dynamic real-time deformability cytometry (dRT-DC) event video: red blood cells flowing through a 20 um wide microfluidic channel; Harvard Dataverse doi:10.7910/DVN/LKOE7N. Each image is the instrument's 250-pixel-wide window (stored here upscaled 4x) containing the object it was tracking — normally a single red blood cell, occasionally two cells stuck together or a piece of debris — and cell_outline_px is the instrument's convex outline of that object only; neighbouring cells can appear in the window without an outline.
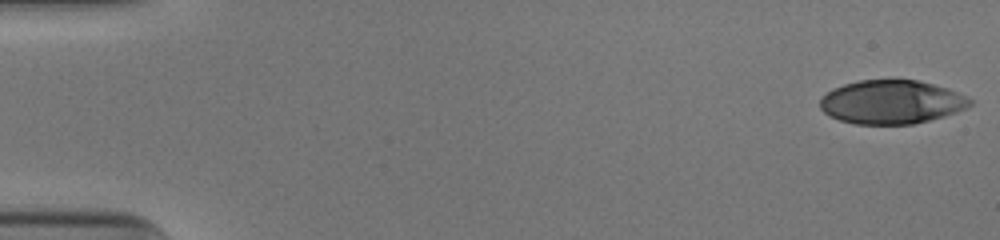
{"species": "human", "species_latin": "Homo sapiens", "temperature_condition": "cold", "stored_images_in_passage": 51, "camera_frame_rate_fps": 3000, "um_per_image_px": 0.085, "donor": {"sex": "male"}, "frame": {"image": 1, "passage_image": 1, "time_ms": 0.0, "image_size_px": [1000, 240], "cell_outline_px": [[972, 104], [968, 108], [956, 112], [928, 120], [912, 124], [856, 124], [840, 120], [828, 116], [820, 108], [820, 96], [832, 88], [844, 84], [860, 80], [916, 80], [948, 88], [968, 96], [972, 100]], "centroid_in_image_um": [75.76, 8.67], "position_along_channel_um": 9.2, "area_um2": 38.32}}
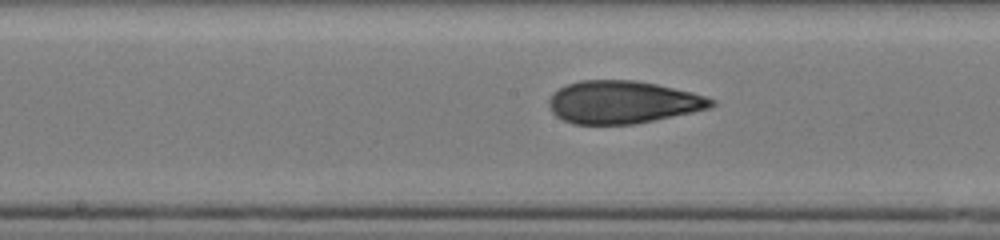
{"frame": {"image": 2, "passage_image": 27, "time_ms": 8.667, "image_size_px": [1000, 240], "cell_outline_px": [[716, 104], [708, 108], [692, 112], [636, 124], [572, 124], [556, 116], [548, 108], [548, 100], [560, 88], [568, 84], [580, 80], [636, 80], [656, 84], [692, 92], [716, 100]], "centroid_in_image_um": [52.92, 8.69], "position_along_channel_um": 195.3, "area_um2": 40.29}}
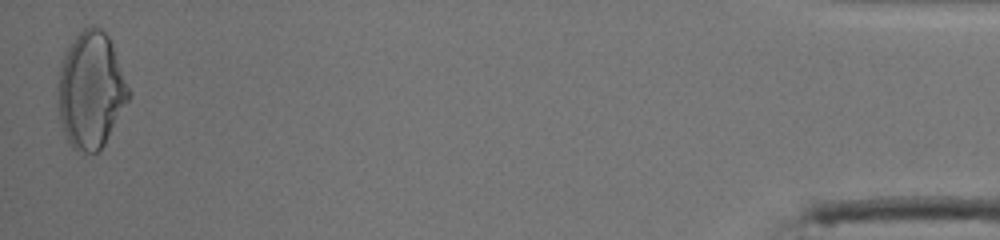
{"frame": {"image": 3, "passage_image": 51, "time_ms": 16.667, "image_size_px": [1000, 240], "cell_outline_px": [[132, 92], [128, 100], [104, 144], [96, 152], [84, 152], [72, 148], [64, 132], [60, 120], [56, 88], [60, 68], [64, 52], [76, 36], [84, 28], [96, 24], [108, 36]], "centroid_in_image_um": [7.71, 7.65], "position_along_channel_um": 427.5, "area_um2": 47.8}, "authors_computed_cell_mechanics": {"area_um2": 39.9398, "velocity_mm_per_s": 3.9755, "shape_relaxation_time_tau1_ms": 9.0337, "shape_relaxation_time_tau2_ms": 1.7543, "deformation_change_tau1": 0.2696, "deformation_change_tau2": 0.0998}}